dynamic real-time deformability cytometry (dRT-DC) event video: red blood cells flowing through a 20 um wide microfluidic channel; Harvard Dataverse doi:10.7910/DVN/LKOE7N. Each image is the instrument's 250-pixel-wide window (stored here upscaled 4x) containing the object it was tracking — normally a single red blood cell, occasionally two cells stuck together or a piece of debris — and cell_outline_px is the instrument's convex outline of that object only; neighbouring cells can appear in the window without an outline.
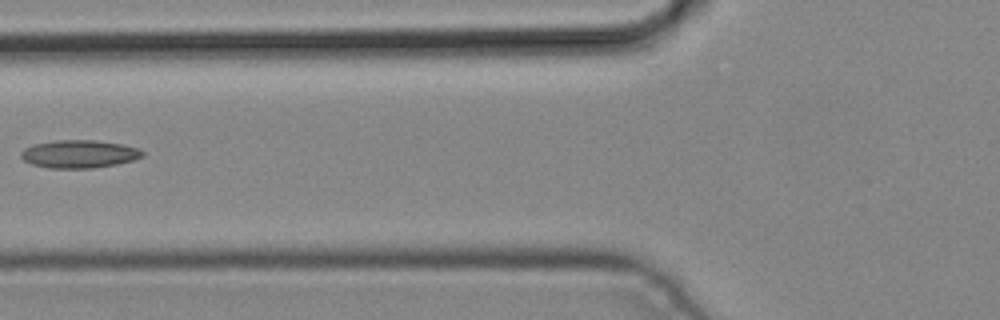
{"species": "common noctule bat (a hibernating species)", "species_latin": "Nyctalus noctula", "temperature_condition": "cold", "stored_images_in_passage": 4, "camera_frame_rate_fps": 3000, "um_per_image_px": 0.085, "animal": {"sex": "male", "body_mass_g": 19.2, "forearm_length_mm": 51.8}, "frame": {"image": 1, "passage_image": 4, "time_ms": 1.0, "image_size_px": [1000, 320], "cell_outline_px": [[144, 156], [132, 160], [116, 164], [92, 168], [48, 168], [32, 164], [24, 160], [20, 156], [20, 152], [24, 148], [32, 144], [56, 140], [96, 140], [124, 144], [140, 148], [144, 152]], "centroid_in_image_um": [6.73, 13.08], "position_along_channel_um": 119.1, "area_um2": 19.94}}